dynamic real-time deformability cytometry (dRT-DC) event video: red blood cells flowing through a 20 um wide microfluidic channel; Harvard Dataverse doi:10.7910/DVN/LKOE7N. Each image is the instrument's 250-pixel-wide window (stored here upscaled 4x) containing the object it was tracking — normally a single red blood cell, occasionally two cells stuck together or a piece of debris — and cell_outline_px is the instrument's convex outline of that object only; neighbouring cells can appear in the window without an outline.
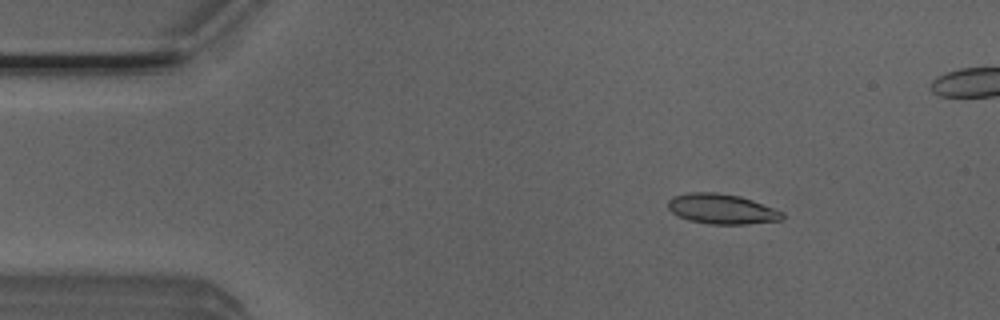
{"species": "Egyptian fruit bat (a non-hibernating species)", "species_latin": "Rousettus aegyptiacus", "temperature_condition": "room temperature", "stored_images_in_passage": 5, "camera_frame_rate_fps": 3000, "um_per_image_px": 0.085, "animal": {"sex": "male"}, "frame": {"image": 1, "passage_image": 2, "time_ms": 0.333, "image_size_px": [1000, 320], "cell_outline_px": [[784, 220], [748, 224], [708, 224], [688, 220], [672, 212], [668, 208], [668, 200], [672, 196], [688, 192], [716, 192], [740, 196], [752, 200], [784, 212]], "centroid_in_image_um": [61.36, 17.76], "position_along_channel_um": 23.6, "area_um2": 20.17}}